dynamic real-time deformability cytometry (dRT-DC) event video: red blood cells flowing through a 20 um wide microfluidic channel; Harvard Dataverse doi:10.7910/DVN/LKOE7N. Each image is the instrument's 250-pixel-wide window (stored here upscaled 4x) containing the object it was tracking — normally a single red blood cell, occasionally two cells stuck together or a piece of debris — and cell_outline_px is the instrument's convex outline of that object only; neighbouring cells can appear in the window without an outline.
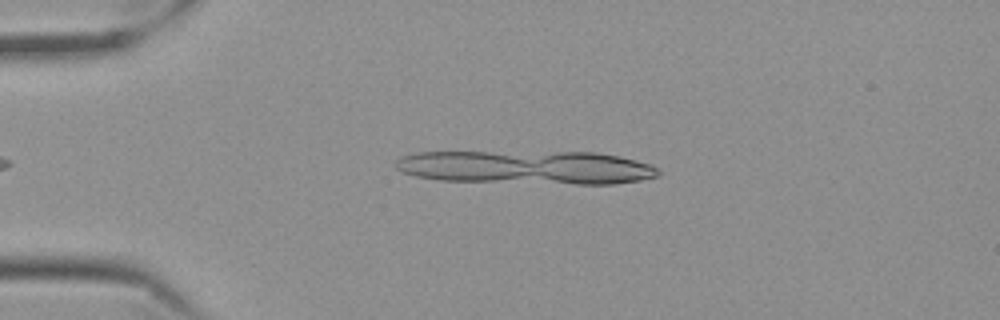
{"species": "Egyptian fruit bat (a non-hibernating species)", "species_latin": "Rousettus aegyptiacus", "temperature_condition": "cold", "stored_images_in_passage": 13, "camera_frame_rate_fps": 3000, "um_per_image_px": 0.085, "frame": {"image": 1, "passage_image": 11, "time_ms": 3.333, "image_size_px": [1000, 320], "cell_outline_px": [[660, 172], [656, 176], [640, 180], [616, 184], [576, 184], [440, 180], [416, 176], [404, 172], [396, 168], [392, 164], [400, 156], [420, 152], [596, 152], [620, 156], [652, 164], [660, 168]], "centroid_in_image_um": [44.79, 14.22], "position_along_channel_um": 40.2, "area_um2": 51.67}}